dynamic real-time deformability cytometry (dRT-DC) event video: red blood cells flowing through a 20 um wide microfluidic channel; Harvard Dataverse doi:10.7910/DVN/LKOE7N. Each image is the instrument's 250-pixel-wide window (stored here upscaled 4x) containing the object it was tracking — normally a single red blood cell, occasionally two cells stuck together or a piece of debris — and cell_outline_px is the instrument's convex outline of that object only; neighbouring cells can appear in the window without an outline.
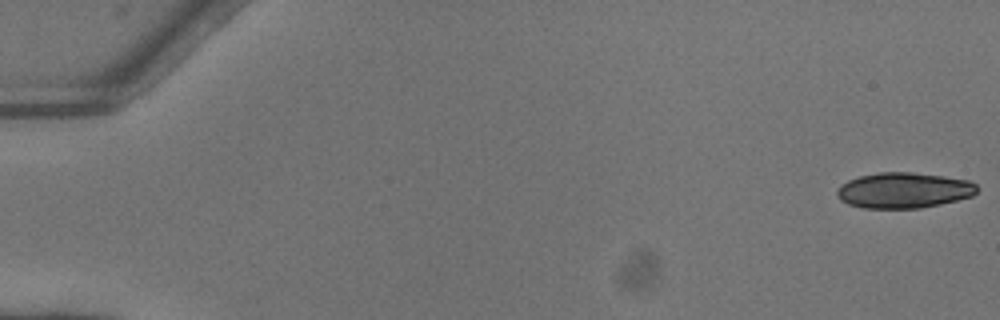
{"species": "common noctule bat (a hibernating species)", "species_latin": "Nyctalus noctula", "temperature_condition": "warm", "stored_images_in_passage": 51, "camera_frame_rate_fps": 3000, "um_per_image_px": 0.085, "animal": {"sex": "female"}, "frame": {"image": 1, "passage_image": 1, "time_ms": 0.0, "image_size_px": [1000, 320], "cell_outline_px": [[980, 188], [972, 196], [940, 204], [920, 208], [864, 208], [848, 204], [840, 200], [836, 192], [840, 184], [848, 180], [860, 176], [880, 172], [912, 172], [968, 180], [976, 184]], "centroid_in_image_um": [76.81, 16.18], "position_along_channel_um": 8.2, "area_um2": 29.02}}
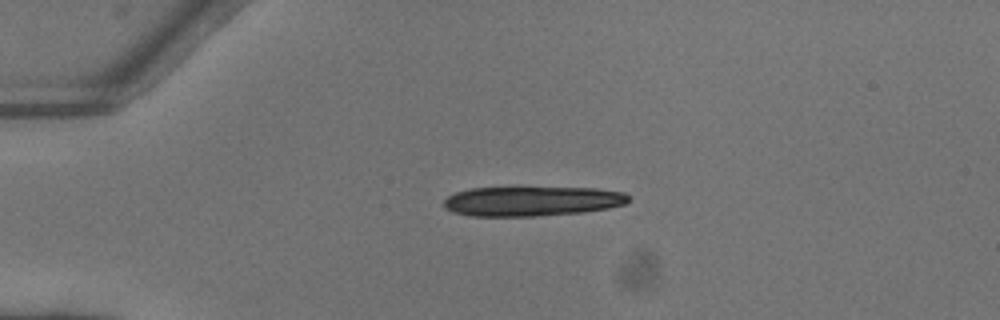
{"frame": {"image": 2, "passage_image": 13, "time_ms": 4.0, "image_size_px": [1000, 320], "cell_outline_px": [[632, 200], [624, 204], [608, 208], [584, 212], [536, 216], [472, 216], [452, 212], [444, 208], [444, 200], [448, 196], [456, 192], [472, 188], [520, 184], [596, 188], [624, 192], [632, 196]], "centroid_in_image_um": [45.24, 17.04], "position_along_channel_um": 39.8, "area_um2": 33.87}, "authors_computed_cell_mechanics": {"area_um2": 28.0908, "velocity_mm_per_s": 4.1289, "shape_relaxation_time_tau1_ms": 2.4968, "shape_relaxation_time_tau2_ms": null, "deformation_change_tau1": 0.1531, "deformation_change_tau2": null}}